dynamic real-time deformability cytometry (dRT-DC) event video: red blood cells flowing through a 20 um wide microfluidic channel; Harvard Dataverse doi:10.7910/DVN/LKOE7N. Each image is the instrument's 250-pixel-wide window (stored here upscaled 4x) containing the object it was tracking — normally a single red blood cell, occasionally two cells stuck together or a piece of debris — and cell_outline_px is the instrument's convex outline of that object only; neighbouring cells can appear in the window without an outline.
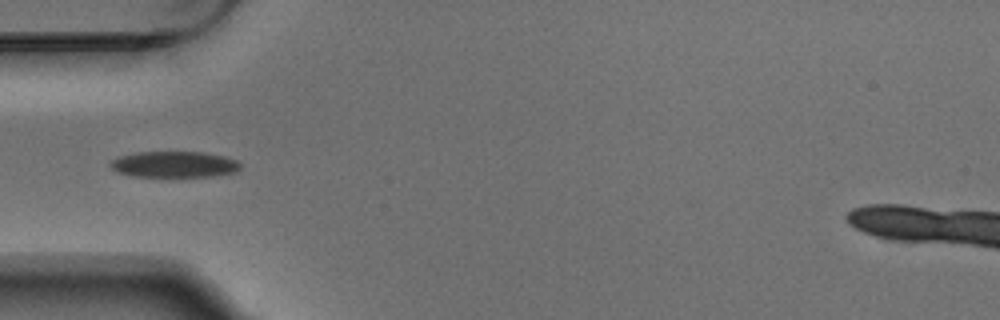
{"species": "Egyptian fruit bat (a non-hibernating species)", "species_latin": "Rousettus aegyptiacus", "temperature_condition": "warm", "stored_images_in_passage": 4, "camera_frame_rate_fps": 3000, "um_per_image_px": 0.085, "animal": {"sex": "male"}, "frame": {"image": 1, "passage_image": 4, "time_ms": 1.0, "image_size_px": [1000, 320], "cell_outline_px": [[240, 168], [236, 172], [212, 176], [132, 176], [116, 172], [108, 164], [112, 160], [120, 156], [136, 152], [204, 152], [224, 156], [236, 160], [240, 164]], "centroid_in_image_um": [14.79, 13.97], "position_along_channel_um": 70.2, "area_um2": 19.71}}